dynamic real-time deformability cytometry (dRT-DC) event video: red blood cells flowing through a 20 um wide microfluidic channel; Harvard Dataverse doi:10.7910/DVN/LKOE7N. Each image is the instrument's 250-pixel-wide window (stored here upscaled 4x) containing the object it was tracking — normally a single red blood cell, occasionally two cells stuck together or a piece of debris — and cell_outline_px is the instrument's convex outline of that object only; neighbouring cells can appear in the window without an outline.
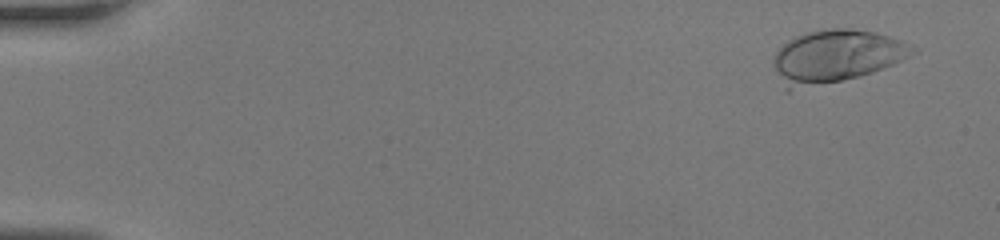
{"species": "human", "species_latin": "Homo sapiens", "temperature_condition": "room temperature", "stored_images_in_passage": 47, "camera_frame_rate_fps": 3000, "um_per_image_px": 0.085, "donor": {"sex": "female"}, "frame": {"image": 1, "passage_image": 4, "time_ms": 1.0, "image_size_px": [1000, 240], "cell_outline_px": [[920, 48], [916, 52], [892, 64], [872, 72], [840, 80], [788, 92], [784, 92], [772, 60], [776, 52], [788, 40], [796, 36], [808, 32], [832, 28], [848, 28], [876, 32], [900, 40]], "centroid_in_image_um": [71.02, 4.79], "position_along_channel_um": 14.0, "area_um2": 42.6}}
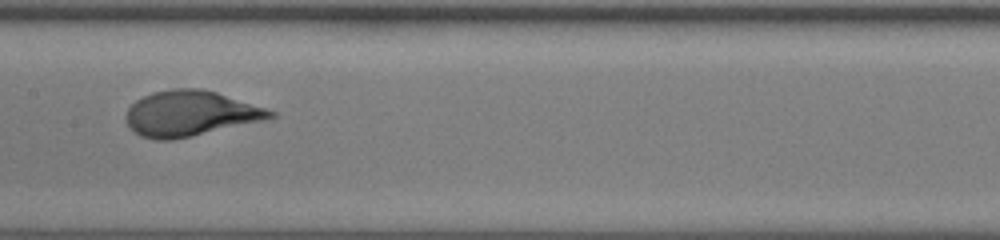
{"frame": {"image": 2, "passage_image": 26, "time_ms": 8.333, "image_size_px": [1000, 240], "cell_outline_px": [[276, 116], [264, 120], [192, 136], [172, 140], [156, 140], [140, 136], [128, 128], [124, 116], [128, 108], [136, 100], [152, 92], [172, 88], [200, 88], [216, 92], [276, 112]], "centroid_in_image_um": [16.1, 9.65], "position_along_channel_um": 191.3, "area_um2": 38.09}}
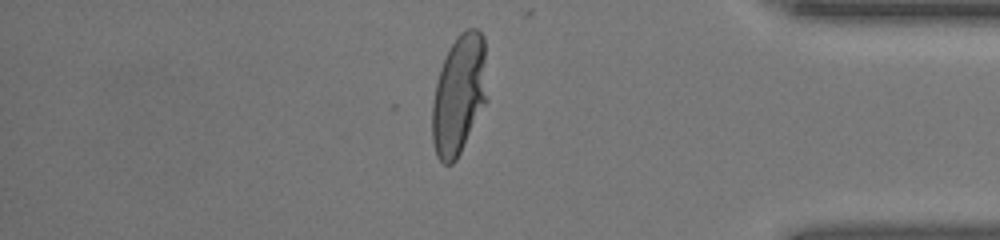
{"frame": {"image": 3, "passage_image": 41, "time_ms": 13.333, "image_size_px": [1000, 240], "cell_outline_px": [[488, 100], [456, 160], [452, 164], [444, 164], [436, 156], [432, 140], [432, 104], [436, 84], [440, 68], [448, 48], [456, 36], [460, 32], [468, 28], [476, 28], [484, 36]], "centroid_in_image_um": [39.03, 8.03], "position_along_channel_um": 396.2, "area_um2": 38.9}}